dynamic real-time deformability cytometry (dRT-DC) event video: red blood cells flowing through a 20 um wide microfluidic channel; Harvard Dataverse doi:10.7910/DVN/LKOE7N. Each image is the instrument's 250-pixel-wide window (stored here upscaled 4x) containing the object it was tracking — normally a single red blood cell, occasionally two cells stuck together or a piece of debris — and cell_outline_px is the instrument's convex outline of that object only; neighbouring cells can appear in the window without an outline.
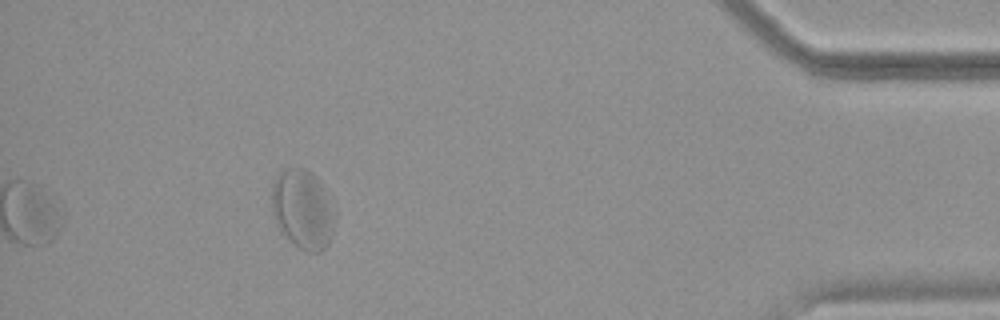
{"species": "common noctule bat (a hibernating species)", "species_latin": "Nyctalus noctula", "temperature_condition": "warm", "stored_images_in_passage": 47, "segment_of_instrument_passage": [2, 2], "camera_frame_rate_fps": 3000, "um_per_image_px": 0.085, "animal": {"sex": "female", "body_mass_g": 18.4}, "frame": {"image": 1, "passage_image": 47, "time_ms": 15.333, "image_size_px": [1000, 320], "cell_outline_px": [[336, 220], [328, 244], [320, 252], [308, 252], [300, 248], [280, 232], [276, 224], [272, 212], [272, 184], [276, 172], [284, 168], [304, 168], [312, 172], [320, 180], [336, 212]], "centroid_in_image_um": [25.73, 17.76], "position_along_channel_um": 409.5, "area_um2": 29.71}}